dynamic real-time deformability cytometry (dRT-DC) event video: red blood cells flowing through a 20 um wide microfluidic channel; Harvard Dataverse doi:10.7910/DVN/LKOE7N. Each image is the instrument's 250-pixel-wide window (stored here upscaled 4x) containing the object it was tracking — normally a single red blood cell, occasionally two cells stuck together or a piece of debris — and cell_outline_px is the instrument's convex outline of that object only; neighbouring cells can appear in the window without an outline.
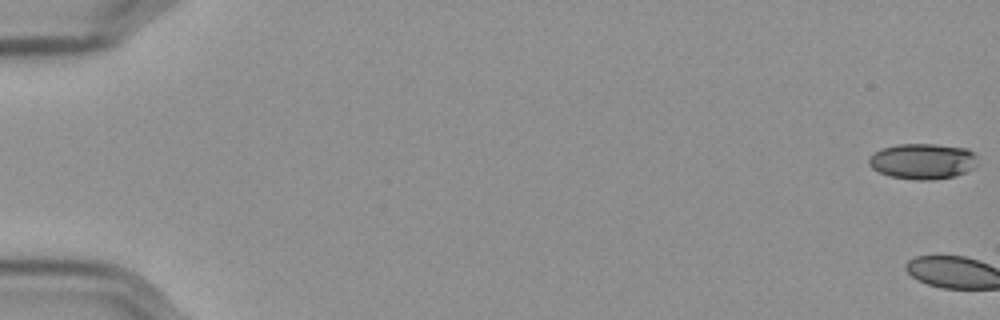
{"species": "Egyptian fruit bat (a non-hibernating species)", "species_latin": "Rousettus aegyptiacus", "temperature_condition": "cold", "stored_images_in_passage": 3, "camera_frame_rate_fps": 3000, "um_per_image_px": 0.085, "frame": {"image": 1, "passage_image": 1, "time_ms": 0.0, "image_size_px": [1000, 320], "cell_outline_px": [[976, 168], [956, 176], [928, 180], [916, 180], [888, 176], [872, 168], [868, 164], [868, 156], [880, 148], [896, 144], [936, 144], [968, 148], [976, 156]], "centroid_in_image_um": [78.41, 13.7], "position_along_channel_um": 6.6, "area_um2": 22.95}}